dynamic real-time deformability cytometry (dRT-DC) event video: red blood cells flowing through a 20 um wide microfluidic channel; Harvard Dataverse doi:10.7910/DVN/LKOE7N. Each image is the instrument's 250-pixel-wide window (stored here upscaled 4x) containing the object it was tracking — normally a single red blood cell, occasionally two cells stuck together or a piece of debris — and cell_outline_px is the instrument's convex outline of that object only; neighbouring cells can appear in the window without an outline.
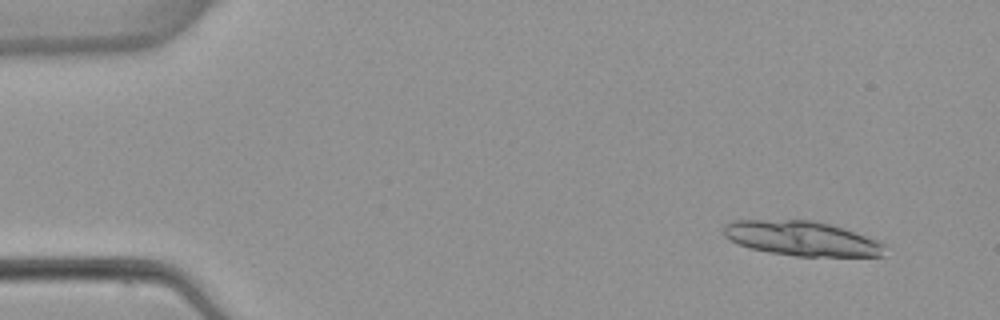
{"species": "common noctule bat (a hibernating species)", "species_latin": "Nyctalus noctula", "temperature_condition": "warm", "stored_images_in_passage": 6, "camera_frame_rate_fps": 3000, "um_per_image_px": 0.085, "animal": {"sex": "female", "body_mass_g": 22.7, "forearm_length_mm": 54.2}, "frame": {"image": 1, "passage_image": 2, "time_ms": 1.333, "image_size_px": [1000, 320], "cell_outline_px": [[884, 256], [796, 256], [768, 252], [748, 248], [724, 236], [724, 224], [732, 220], [812, 220], [828, 224], [864, 236], [884, 244]], "centroid_in_image_um": [68.08, 20.27], "position_along_channel_um": 16.9, "area_um2": 32.08}}
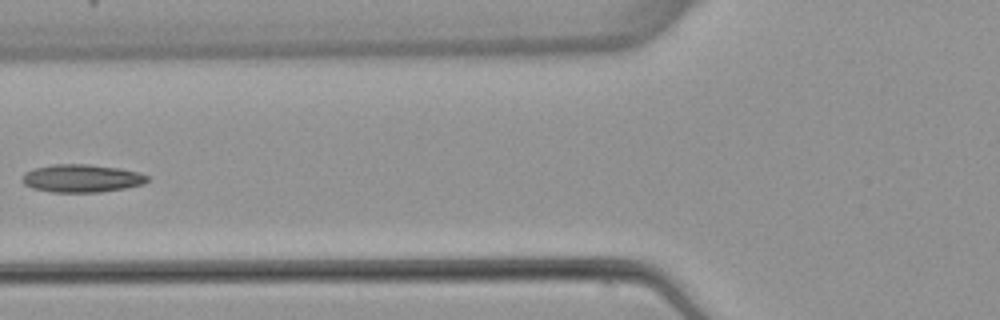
{"frame": {"image": 2, "passage_image": 6, "time_ms": 7.0, "image_size_px": [1000, 320], "cell_outline_px": [[148, 180], [144, 184], [124, 188], [100, 192], [52, 192], [32, 188], [24, 184], [20, 180], [24, 172], [32, 168], [52, 164], [88, 164], [120, 168], [140, 172], [148, 176]], "centroid_in_image_um": [6.91, 15.15], "position_along_channel_um": 118.9, "area_um2": 20.58}}